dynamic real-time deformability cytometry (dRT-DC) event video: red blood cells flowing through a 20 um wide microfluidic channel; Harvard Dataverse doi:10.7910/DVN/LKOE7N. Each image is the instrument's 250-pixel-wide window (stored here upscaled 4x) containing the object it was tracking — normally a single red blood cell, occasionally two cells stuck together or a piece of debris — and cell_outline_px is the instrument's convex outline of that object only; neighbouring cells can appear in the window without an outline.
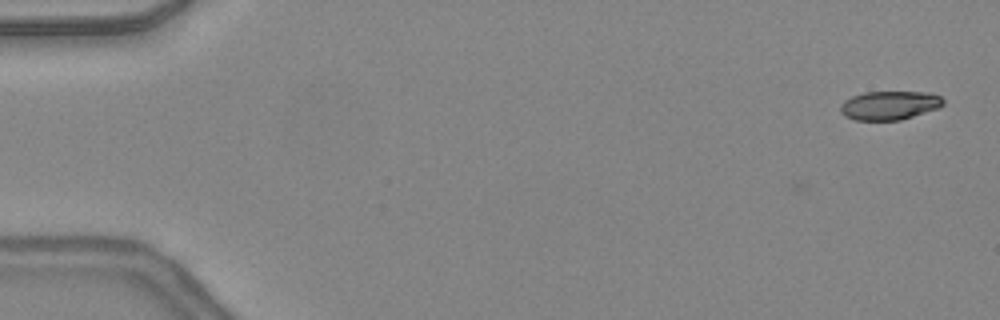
{"species": "common noctule bat (a hibernating species)", "species_latin": "Nyctalus noctula", "temperature_condition": "warm", "stored_images_in_passage": 3, "camera_frame_rate_fps": 3000, "um_per_image_px": 0.085, "animal": {"sex": "female", "body_mass_g": 24.6, "forearm_length_mm": 56.2}, "frame": {"image": 1, "passage_image": 3, "time_ms": 0.667, "image_size_px": [1000, 320], "cell_outline_px": [[944, 104], [940, 108], [900, 120], [856, 120], [844, 116], [840, 112], [840, 104], [844, 100], [852, 96], [864, 92], [928, 92], [940, 96], [944, 100]], "centroid_in_image_um": [75.6, 8.95], "position_along_channel_um": 9.4, "area_um2": 17.4}}